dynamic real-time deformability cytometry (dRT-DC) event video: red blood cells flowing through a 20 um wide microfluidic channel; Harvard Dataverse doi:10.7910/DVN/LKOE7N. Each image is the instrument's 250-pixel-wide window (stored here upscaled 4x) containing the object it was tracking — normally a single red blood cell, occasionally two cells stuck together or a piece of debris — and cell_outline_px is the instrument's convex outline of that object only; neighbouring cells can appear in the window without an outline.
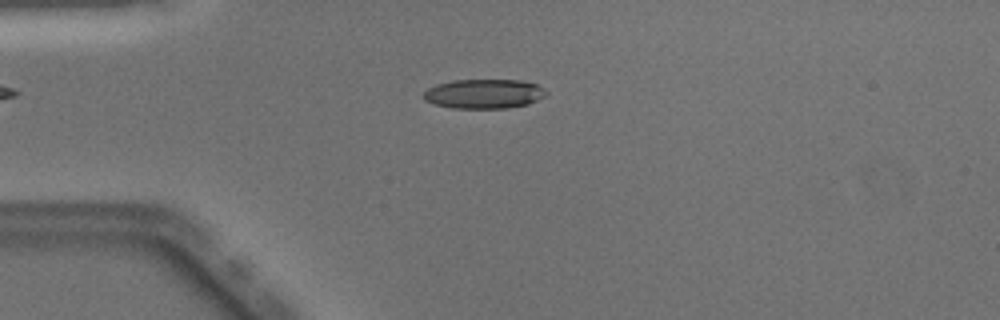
{"species": "Egyptian fruit bat (a non-hibernating species)", "species_latin": "Rousettus aegyptiacus", "temperature_condition": "warm", "stored_images_in_passage": 46, "camera_frame_rate_fps": 3000, "um_per_image_px": 0.085, "animal": {"sex": "male"}, "frame": {"image": 1, "passage_image": 9, "time_ms": 2.667, "image_size_px": [1000, 320], "cell_outline_px": [[548, 92], [544, 96], [528, 104], [508, 108], [452, 108], [436, 104], [424, 100], [424, 92], [428, 88], [436, 84], [452, 80], [520, 80], [536, 84]], "centroid_in_image_um": [41.13, 7.97], "position_along_channel_um": 43.9, "area_um2": 20.92}}
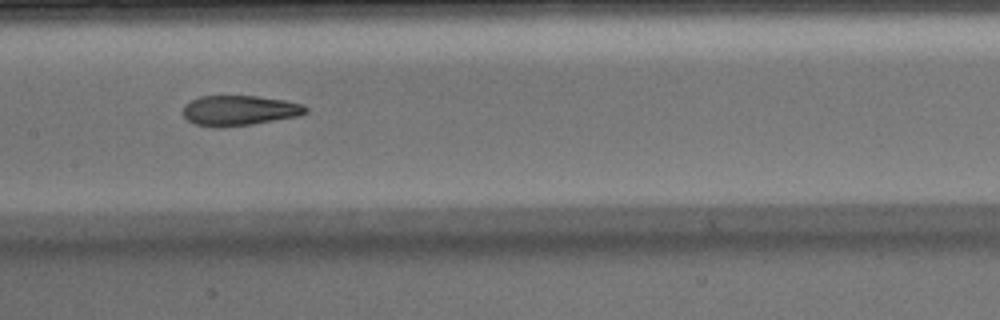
{"frame": {"image": 2, "passage_image": 21, "time_ms": 6.667, "image_size_px": [1000, 320], "cell_outline_px": [[308, 112], [300, 116], [252, 124], [220, 128], [196, 124], [188, 120], [184, 116], [184, 104], [200, 96], [256, 96], [284, 100], [304, 104], [308, 108]], "centroid_in_image_um": [20.38, 9.39], "position_along_channel_um": 187.0, "area_um2": 21.62}}
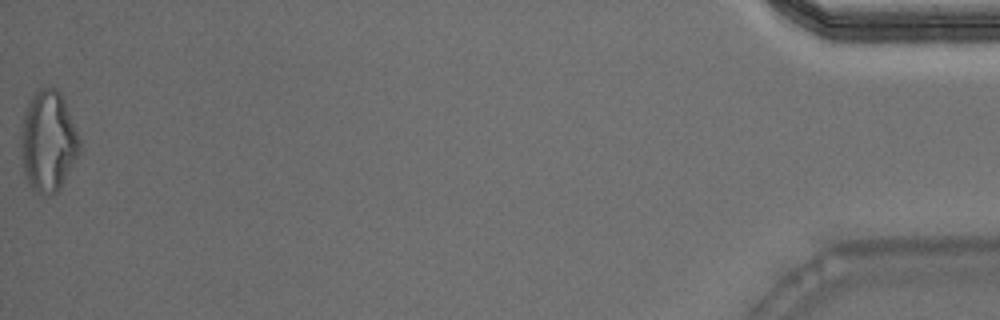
{"frame": {"image": 3, "passage_image": 46, "time_ms": 15.0, "image_size_px": [1000, 320], "cell_outline_px": [[80, 152], [60, 188], [52, 196], [44, 196], [32, 188], [24, 176], [20, 156], [20, 132], [24, 108], [28, 100], [36, 88], [56, 88], [60, 92], [64, 100], [80, 140]], "centroid_in_image_um": [4.04, 12.01], "position_along_channel_um": 431.2, "area_um2": 35.08}, "authors_computed_cell_mechanics": {"area_um2": 21.964, "velocity_mm_per_s": 4.079, "shape_relaxation_time_tau1_ms": null, "shape_relaxation_time_tau2_ms": 2.357, "deformation_change_tau1": null, "deformation_change_tau2": 0.1091}}